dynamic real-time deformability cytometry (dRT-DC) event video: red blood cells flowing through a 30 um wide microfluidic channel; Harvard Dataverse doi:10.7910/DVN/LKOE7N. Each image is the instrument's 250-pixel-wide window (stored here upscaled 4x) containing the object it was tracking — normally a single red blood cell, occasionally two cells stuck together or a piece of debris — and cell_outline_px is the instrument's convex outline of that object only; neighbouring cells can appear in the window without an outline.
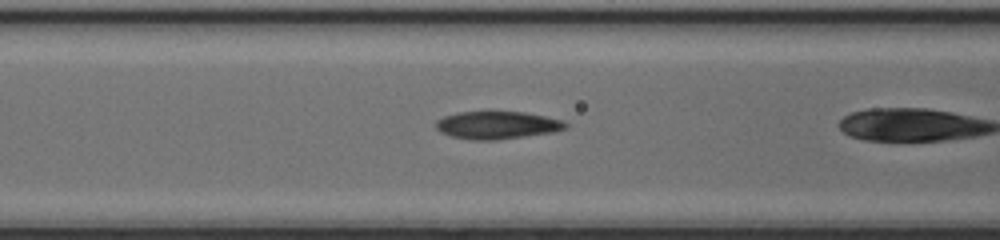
{"species": "common noctule bat (a hibernating species)", "species_latin": "Nyctalus noctula", "temperature_condition": "cold", "stored_images_in_passage": 18, "camera_frame_rate_fps": 3000, "um_per_image_px": 0.085, "animal": {"sex": "female", "body_mass_g": 17.0, "forearm_length_mm": 48.0}, "frame": {"image": 1, "passage_image": 17, "time_ms": 5.333, "image_size_px": [1000, 240], "cell_outline_px": [[568, 128], [552, 132], [496, 140], [472, 140], [452, 136], [440, 132], [436, 128], [436, 120], [444, 116], [456, 112], [488, 108], [524, 112], [564, 120], [568, 124]], "centroid_in_image_um": [42.23, 10.58], "position_along_channel_um": 124.4, "area_um2": 21.85}}